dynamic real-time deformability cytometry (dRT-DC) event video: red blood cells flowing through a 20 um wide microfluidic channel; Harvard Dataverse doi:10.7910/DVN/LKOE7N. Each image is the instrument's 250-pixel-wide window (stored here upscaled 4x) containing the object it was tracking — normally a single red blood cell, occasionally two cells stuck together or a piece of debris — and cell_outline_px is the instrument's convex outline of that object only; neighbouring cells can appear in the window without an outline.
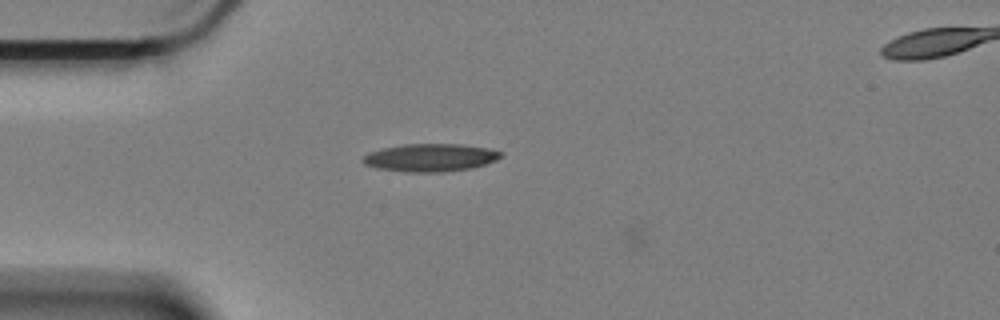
{"species": "Egyptian fruit bat (a non-hibernating species)", "species_latin": "Rousettus aegyptiacus", "temperature_condition": "cold", "stored_images_in_passage": 4, "camera_frame_rate_fps": 3000, "um_per_image_px": 0.085, "animal": {"sex": "female"}, "frame": {"image": 1, "passage_image": 3, "time_ms": 0.667, "image_size_px": [1000, 320], "cell_outline_px": [[500, 156], [496, 160], [472, 168], [444, 172], [404, 172], [376, 168], [364, 164], [360, 160], [368, 152], [384, 148], [404, 144], [460, 144], [488, 148], [500, 152]], "centroid_in_image_um": [36.52, 13.4], "position_along_channel_um": 48.5, "area_um2": 22.31}}